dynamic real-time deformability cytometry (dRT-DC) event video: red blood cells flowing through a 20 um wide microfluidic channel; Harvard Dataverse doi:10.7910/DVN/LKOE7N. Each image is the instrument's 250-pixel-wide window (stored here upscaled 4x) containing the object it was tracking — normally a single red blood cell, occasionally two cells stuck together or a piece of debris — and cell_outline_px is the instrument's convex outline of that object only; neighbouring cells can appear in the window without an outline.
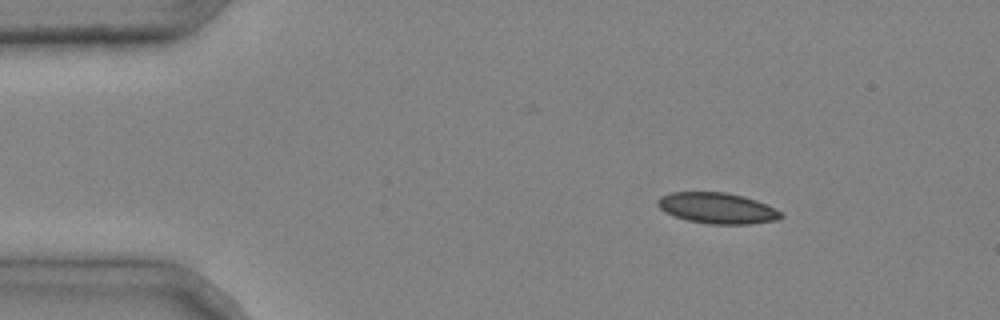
{"species": "common noctule bat (a hibernating species)", "species_latin": "Nyctalus noctula", "temperature_condition": "cold", "stored_images_in_passage": 2, "camera_frame_rate_fps": 3000, "um_per_image_px": 0.085, "animal": {"sex": "male", "body_mass_g": 20.4}, "frame": {"image": 1, "passage_image": 1, "time_ms": 0.0, "image_size_px": [1000, 320], "cell_outline_px": [[784, 216], [780, 220], [748, 224], [708, 224], [688, 220], [664, 212], [656, 204], [656, 200], [660, 196], [668, 192], [724, 192], [744, 196], [756, 200], [780, 212]], "centroid_in_image_um": [60.93, 17.69], "position_along_channel_um": 24.1, "area_um2": 22.2}}